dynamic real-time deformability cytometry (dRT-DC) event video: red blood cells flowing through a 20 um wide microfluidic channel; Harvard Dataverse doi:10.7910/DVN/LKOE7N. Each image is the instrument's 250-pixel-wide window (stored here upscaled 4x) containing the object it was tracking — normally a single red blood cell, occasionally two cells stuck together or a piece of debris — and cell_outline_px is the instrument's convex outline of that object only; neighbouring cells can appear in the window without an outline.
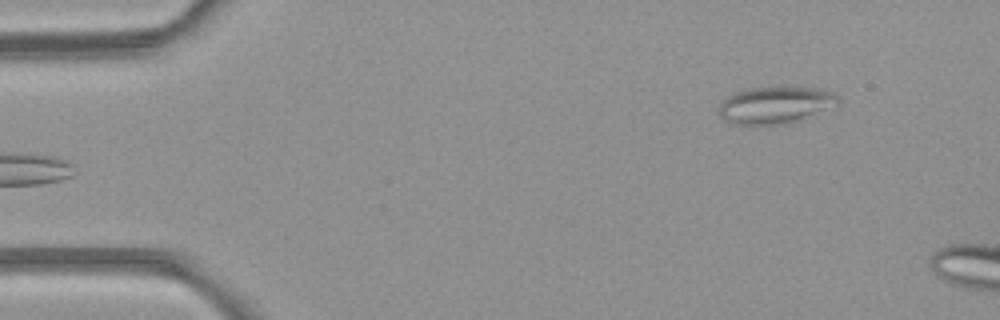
{"species": "common noctule bat (a hibernating species)", "species_latin": "Nyctalus noctula", "temperature_condition": "room temperature", "stored_images_in_passage": 4, "camera_frame_rate_fps": 3000, "um_per_image_px": 0.085, "animal": {"sex": "female", "body_mass_g": 21.9}, "frame": {"image": 1, "passage_image": 4, "time_ms": 4.333, "image_size_px": [1000, 320], "cell_outline_px": [[840, 104], [800, 120], [784, 124], [732, 124], [724, 120], [720, 116], [720, 104], [728, 96], [744, 88], [780, 84], [816, 88], [832, 92], [840, 100]], "centroid_in_image_um": [65.92, 8.88], "position_along_channel_um": 19.1, "area_um2": 26.41}}